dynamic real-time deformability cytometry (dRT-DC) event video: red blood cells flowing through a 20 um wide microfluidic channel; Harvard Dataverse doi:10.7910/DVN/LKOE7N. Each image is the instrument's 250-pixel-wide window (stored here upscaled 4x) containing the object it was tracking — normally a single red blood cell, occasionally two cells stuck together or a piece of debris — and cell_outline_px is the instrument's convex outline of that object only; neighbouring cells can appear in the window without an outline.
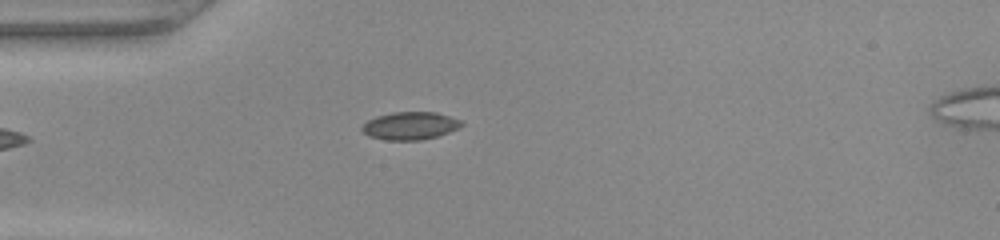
{"species": "common noctule bat (a hibernating species)", "species_latin": "Nyctalus noctula", "temperature_condition": "warm", "stored_images_in_passage": 36, "camera_frame_rate_fps": 3000, "um_per_image_px": 0.085, "animal": {"sex": "female", "body_mass_g": 22.0, "forearm_length_mm": 56.7}, "frame": {"image": 1, "passage_image": 1, "time_ms": 0.0, "image_size_px": [1000, 240], "cell_outline_px": [[464, 124], [448, 132], [436, 136], [420, 140], [384, 140], [368, 136], [360, 128], [368, 120], [376, 116], [392, 112], [436, 112], [460, 120]], "centroid_in_image_um": [34.81, 10.69], "position_along_channel_um": 50.2, "area_um2": 15.95}}
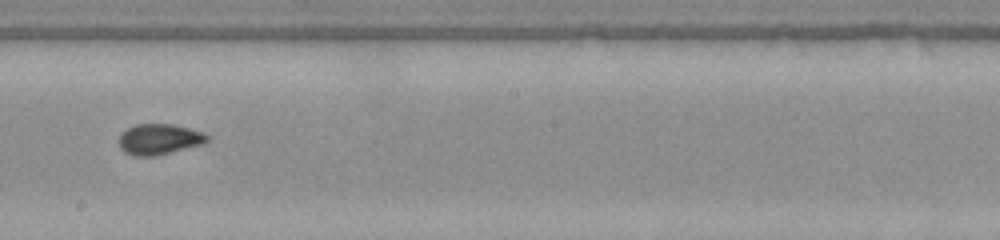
{"frame": {"image": 2, "passage_image": 15, "time_ms": 4.667, "image_size_px": [1000, 240], "cell_outline_px": [[208, 140], [204, 144], [156, 156], [132, 156], [124, 152], [120, 148], [120, 132], [136, 124], [172, 124], [204, 132], [208, 136]], "centroid_in_image_um": [13.53, 11.84], "position_along_channel_um": 234.7, "area_um2": 15.9}}
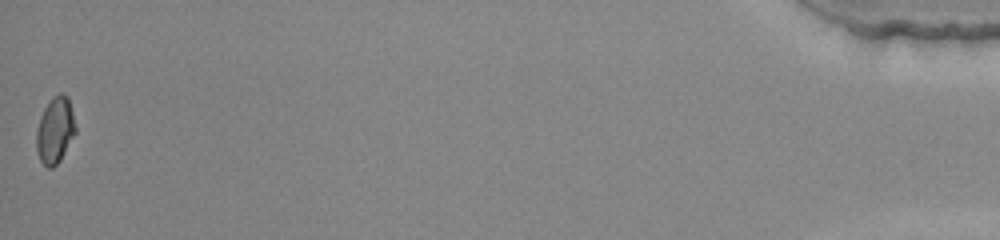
{"frame": {"image": 3, "passage_image": 36, "time_ms": 11.667, "image_size_px": [1000, 240], "cell_outline_px": [[76, 132], [60, 160], [52, 168], [48, 168], [40, 160], [36, 148], [36, 128], [40, 116], [44, 108], [52, 96], [60, 92], [68, 96], [76, 128]], "centroid_in_image_um": [4.67, 11.05], "position_along_channel_um": 430.5, "area_um2": 15.14}}